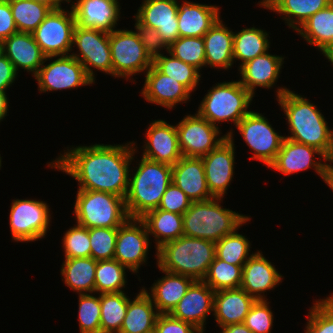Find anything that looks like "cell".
I'll return each instance as SVG.
<instances>
[{"label": "cell", "instance_id": "obj_16", "mask_svg": "<svg viewBox=\"0 0 333 333\" xmlns=\"http://www.w3.org/2000/svg\"><path fill=\"white\" fill-rule=\"evenodd\" d=\"M227 138L207 155L202 156L207 187L210 194L223 198L233 180L235 166V144L233 129L226 133Z\"/></svg>", "mask_w": 333, "mask_h": 333}, {"label": "cell", "instance_id": "obj_44", "mask_svg": "<svg viewBox=\"0 0 333 333\" xmlns=\"http://www.w3.org/2000/svg\"><path fill=\"white\" fill-rule=\"evenodd\" d=\"M305 333H333V293L310 307Z\"/></svg>", "mask_w": 333, "mask_h": 333}, {"label": "cell", "instance_id": "obj_34", "mask_svg": "<svg viewBox=\"0 0 333 333\" xmlns=\"http://www.w3.org/2000/svg\"><path fill=\"white\" fill-rule=\"evenodd\" d=\"M296 32L318 51H326L333 44V3L312 15Z\"/></svg>", "mask_w": 333, "mask_h": 333}, {"label": "cell", "instance_id": "obj_56", "mask_svg": "<svg viewBox=\"0 0 333 333\" xmlns=\"http://www.w3.org/2000/svg\"><path fill=\"white\" fill-rule=\"evenodd\" d=\"M333 161H330L326 167L325 175L323 181L330 187L333 191Z\"/></svg>", "mask_w": 333, "mask_h": 333}, {"label": "cell", "instance_id": "obj_51", "mask_svg": "<svg viewBox=\"0 0 333 333\" xmlns=\"http://www.w3.org/2000/svg\"><path fill=\"white\" fill-rule=\"evenodd\" d=\"M156 333H205L192 324L174 318L170 314H159L155 322Z\"/></svg>", "mask_w": 333, "mask_h": 333}, {"label": "cell", "instance_id": "obj_41", "mask_svg": "<svg viewBox=\"0 0 333 333\" xmlns=\"http://www.w3.org/2000/svg\"><path fill=\"white\" fill-rule=\"evenodd\" d=\"M239 229L215 243V256L227 263L244 266L254 253L250 254L251 243L245 235L238 233Z\"/></svg>", "mask_w": 333, "mask_h": 333}, {"label": "cell", "instance_id": "obj_52", "mask_svg": "<svg viewBox=\"0 0 333 333\" xmlns=\"http://www.w3.org/2000/svg\"><path fill=\"white\" fill-rule=\"evenodd\" d=\"M18 32L9 1H0V41Z\"/></svg>", "mask_w": 333, "mask_h": 333}, {"label": "cell", "instance_id": "obj_11", "mask_svg": "<svg viewBox=\"0 0 333 333\" xmlns=\"http://www.w3.org/2000/svg\"><path fill=\"white\" fill-rule=\"evenodd\" d=\"M51 10L32 33L35 42L46 56H67L73 50V31L76 20L72 8Z\"/></svg>", "mask_w": 333, "mask_h": 333}, {"label": "cell", "instance_id": "obj_37", "mask_svg": "<svg viewBox=\"0 0 333 333\" xmlns=\"http://www.w3.org/2000/svg\"><path fill=\"white\" fill-rule=\"evenodd\" d=\"M130 298L125 291L100 294L101 333H119Z\"/></svg>", "mask_w": 333, "mask_h": 333}, {"label": "cell", "instance_id": "obj_31", "mask_svg": "<svg viewBox=\"0 0 333 333\" xmlns=\"http://www.w3.org/2000/svg\"><path fill=\"white\" fill-rule=\"evenodd\" d=\"M129 300L127 312L119 333H150L154 331L159 313L151 297L143 289Z\"/></svg>", "mask_w": 333, "mask_h": 333}, {"label": "cell", "instance_id": "obj_15", "mask_svg": "<svg viewBox=\"0 0 333 333\" xmlns=\"http://www.w3.org/2000/svg\"><path fill=\"white\" fill-rule=\"evenodd\" d=\"M150 243L144 222L140 218H128L117 228L114 259L137 274L147 262Z\"/></svg>", "mask_w": 333, "mask_h": 333}, {"label": "cell", "instance_id": "obj_40", "mask_svg": "<svg viewBox=\"0 0 333 333\" xmlns=\"http://www.w3.org/2000/svg\"><path fill=\"white\" fill-rule=\"evenodd\" d=\"M9 4L18 32L33 33L52 10L33 0H9Z\"/></svg>", "mask_w": 333, "mask_h": 333}, {"label": "cell", "instance_id": "obj_23", "mask_svg": "<svg viewBox=\"0 0 333 333\" xmlns=\"http://www.w3.org/2000/svg\"><path fill=\"white\" fill-rule=\"evenodd\" d=\"M71 8L77 25L107 33L115 30L121 18L118 0H74Z\"/></svg>", "mask_w": 333, "mask_h": 333}, {"label": "cell", "instance_id": "obj_38", "mask_svg": "<svg viewBox=\"0 0 333 333\" xmlns=\"http://www.w3.org/2000/svg\"><path fill=\"white\" fill-rule=\"evenodd\" d=\"M169 56L164 53L156 56L153 59V65L164 75L183 84L191 93L196 91L201 80V71L171 54Z\"/></svg>", "mask_w": 333, "mask_h": 333}, {"label": "cell", "instance_id": "obj_50", "mask_svg": "<svg viewBox=\"0 0 333 333\" xmlns=\"http://www.w3.org/2000/svg\"><path fill=\"white\" fill-rule=\"evenodd\" d=\"M135 21V31L137 32L140 41L143 43L145 51L152 59L161 55L164 49H166L165 51L168 53V47L163 42L157 30L140 24L136 19Z\"/></svg>", "mask_w": 333, "mask_h": 333}, {"label": "cell", "instance_id": "obj_17", "mask_svg": "<svg viewBox=\"0 0 333 333\" xmlns=\"http://www.w3.org/2000/svg\"><path fill=\"white\" fill-rule=\"evenodd\" d=\"M315 155L322 160H318V158L315 160ZM329 162L327 157L317 148L284 138L275 160L268 168L286 176L288 175V177L297 172L313 168L320 178L324 179L325 170Z\"/></svg>", "mask_w": 333, "mask_h": 333}, {"label": "cell", "instance_id": "obj_7", "mask_svg": "<svg viewBox=\"0 0 333 333\" xmlns=\"http://www.w3.org/2000/svg\"><path fill=\"white\" fill-rule=\"evenodd\" d=\"M76 224L90 228H118L128 218L125 198L90 190H77L74 203Z\"/></svg>", "mask_w": 333, "mask_h": 333}, {"label": "cell", "instance_id": "obj_13", "mask_svg": "<svg viewBox=\"0 0 333 333\" xmlns=\"http://www.w3.org/2000/svg\"><path fill=\"white\" fill-rule=\"evenodd\" d=\"M236 128L254 151L249 159L258 160L268 167L275 160L285 137L276 132L262 113L255 111H250L242 118Z\"/></svg>", "mask_w": 333, "mask_h": 333}, {"label": "cell", "instance_id": "obj_2", "mask_svg": "<svg viewBox=\"0 0 333 333\" xmlns=\"http://www.w3.org/2000/svg\"><path fill=\"white\" fill-rule=\"evenodd\" d=\"M276 99L289 125L290 136L284 137L315 147L333 161V128L317 106L284 86L276 90Z\"/></svg>", "mask_w": 333, "mask_h": 333}, {"label": "cell", "instance_id": "obj_36", "mask_svg": "<svg viewBox=\"0 0 333 333\" xmlns=\"http://www.w3.org/2000/svg\"><path fill=\"white\" fill-rule=\"evenodd\" d=\"M331 3L333 0H277L269 10L280 14L286 25L297 31L312 15Z\"/></svg>", "mask_w": 333, "mask_h": 333}, {"label": "cell", "instance_id": "obj_35", "mask_svg": "<svg viewBox=\"0 0 333 333\" xmlns=\"http://www.w3.org/2000/svg\"><path fill=\"white\" fill-rule=\"evenodd\" d=\"M269 33L261 28H243L237 33L234 32L233 37V58L241 61L240 68L242 65L250 60H253L258 55L268 52L270 48V41L268 39Z\"/></svg>", "mask_w": 333, "mask_h": 333}, {"label": "cell", "instance_id": "obj_6", "mask_svg": "<svg viewBox=\"0 0 333 333\" xmlns=\"http://www.w3.org/2000/svg\"><path fill=\"white\" fill-rule=\"evenodd\" d=\"M253 97L239 80L218 82L208 90L196 112L216 127L230 121L236 126L251 111L248 109Z\"/></svg>", "mask_w": 333, "mask_h": 333}, {"label": "cell", "instance_id": "obj_29", "mask_svg": "<svg viewBox=\"0 0 333 333\" xmlns=\"http://www.w3.org/2000/svg\"><path fill=\"white\" fill-rule=\"evenodd\" d=\"M219 20L203 36L205 45V67L224 69L233 67L234 32Z\"/></svg>", "mask_w": 333, "mask_h": 333}, {"label": "cell", "instance_id": "obj_5", "mask_svg": "<svg viewBox=\"0 0 333 333\" xmlns=\"http://www.w3.org/2000/svg\"><path fill=\"white\" fill-rule=\"evenodd\" d=\"M155 256L161 270L203 281L215 257V243L182 235L157 249Z\"/></svg>", "mask_w": 333, "mask_h": 333}, {"label": "cell", "instance_id": "obj_24", "mask_svg": "<svg viewBox=\"0 0 333 333\" xmlns=\"http://www.w3.org/2000/svg\"><path fill=\"white\" fill-rule=\"evenodd\" d=\"M284 64V57L265 52L242 65L239 82L255 96L256 87L273 88Z\"/></svg>", "mask_w": 333, "mask_h": 333}, {"label": "cell", "instance_id": "obj_20", "mask_svg": "<svg viewBox=\"0 0 333 333\" xmlns=\"http://www.w3.org/2000/svg\"><path fill=\"white\" fill-rule=\"evenodd\" d=\"M141 96L148 103L173 109L179 103L190 101L191 92L180 82L161 73L154 65L145 73Z\"/></svg>", "mask_w": 333, "mask_h": 333}, {"label": "cell", "instance_id": "obj_58", "mask_svg": "<svg viewBox=\"0 0 333 333\" xmlns=\"http://www.w3.org/2000/svg\"><path fill=\"white\" fill-rule=\"evenodd\" d=\"M326 59L330 62V64L333 66V44L322 53Z\"/></svg>", "mask_w": 333, "mask_h": 333}, {"label": "cell", "instance_id": "obj_48", "mask_svg": "<svg viewBox=\"0 0 333 333\" xmlns=\"http://www.w3.org/2000/svg\"><path fill=\"white\" fill-rule=\"evenodd\" d=\"M267 300H256L246 315L244 324L253 333H271L273 312Z\"/></svg>", "mask_w": 333, "mask_h": 333}, {"label": "cell", "instance_id": "obj_22", "mask_svg": "<svg viewBox=\"0 0 333 333\" xmlns=\"http://www.w3.org/2000/svg\"><path fill=\"white\" fill-rule=\"evenodd\" d=\"M283 277L274 264L258 250L243 266L240 288L256 300H268L265 292L282 283Z\"/></svg>", "mask_w": 333, "mask_h": 333}, {"label": "cell", "instance_id": "obj_46", "mask_svg": "<svg viewBox=\"0 0 333 333\" xmlns=\"http://www.w3.org/2000/svg\"><path fill=\"white\" fill-rule=\"evenodd\" d=\"M63 236L64 258L91 257L88 228L75 223Z\"/></svg>", "mask_w": 333, "mask_h": 333}, {"label": "cell", "instance_id": "obj_9", "mask_svg": "<svg viewBox=\"0 0 333 333\" xmlns=\"http://www.w3.org/2000/svg\"><path fill=\"white\" fill-rule=\"evenodd\" d=\"M9 213L12 240L34 242L47 234L51 225L50 208L45 201L14 199Z\"/></svg>", "mask_w": 333, "mask_h": 333}, {"label": "cell", "instance_id": "obj_28", "mask_svg": "<svg viewBox=\"0 0 333 333\" xmlns=\"http://www.w3.org/2000/svg\"><path fill=\"white\" fill-rule=\"evenodd\" d=\"M256 299L242 288L216 291L214 294L213 316L217 326L243 323Z\"/></svg>", "mask_w": 333, "mask_h": 333}, {"label": "cell", "instance_id": "obj_8", "mask_svg": "<svg viewBox=\"0 0 333 333\" xmlns=\"http://www.w3.org/2000/svg\"><path fill=\"white\" fill-rule=\"evenodd\" d=\"M109 44L115 78L131 80L133 75L145 74L153 65L136 31L115 29L109 33Z\"/></svg>", "mask_w": 333, "mask_h": 333}, {"label": "cell", "instance_id": "obj_55", "mask_svg": "<svg viewBox=\"0 0 333 333\" xmlns=\"http://www.w3.org/2000/svg\"><path fill=\"white\" fill-rule=\"evenodd\" d=\"M7 91H1L0 90V122L5 119V116H7V113L9 111V104L10 102L8 97H7Z\"/></svg>", "mask_w": 333, "mask_h": 333}, {"label": "cell", "instance_id": "obj_30", "mask_svg": "<svg viewBox=\"0 0 333 333\" xmlns=\"http://www.w3.org/2000/svg\"><path fill=\"white\" fill-rule=\"evenodd\" d=\"M165 274L162 278H158L150 287L148 292L143 289L151 297L153 304L156 306L159 314H169L179 303L181 298L186 294L190 286L195 282L194 279L161 270Z\"/></svg>", "mask_w": 333, "mask_h": 333}, {"label": "cell", "instance_id": "obj_60", "mask_svg": "<svg viewBox=\"0 0 333 333\" xmlns=\"http://www.w3.org/2000/svg\"><path fill=\"white\" fill-rule=\"evenodd\" d=\"M5 56L3 41H0V59Z\"/></svg>", "mask_w": 333, "mask_h": 333}, {"label": "cell", "instance_id": "obj_43", "mask_svg": "<svg viewBox=\"0 0 333 333\" xmlns=\"http://www.w3.org/2000/svg\"><path fill=\"white\" fill-rule=\"evenodd\" d=\"M168 54L194 66L199 71L205 67L203 37H179L168 47Z\"/></svg>", "mask_w": 333, "mask_h": 333}, {"label": "cell", "instance_id": "obj_47", "mask_svg": "<svg viewBox=\"0 0 333 333\" xmlns=\"http://www.w3.org/2000/svg\"><path fill=\"white\" fill-rule=\"evenodd\" d=\"M89 238L91 257L94 260L98 261L114 258L117 228H90Z\"/></svg>", "mask_w": 333, "mask_h": 333}, {"label": "cell", "instance_id": "obj_4", "mask_svg": "<svg viewBox=\"0 0 333 333\" xmlns=\"http://www.w3.org/2000/svg\"><path fill=\"white\" fill-rule=\"evenodd\" d=\"M223 198L192 201L183 214V235L217 243L251 220L249 216L221 206Z\"/></svg>", "mask_w": 333, "mask_h": 333}, {"label": "cell", "instance_id": "obj_10", "mask_svg": "<svg viewBox=\"0 0 333 333\" xmlns=\"http://www.w3.org/2000/svg\"><path fill=\"white\" fill-rule=\"evenodd\" d=\"M72 46L77 47L80 53L76 51L70 55L83 65L88 77L94 83L95 69L113 76L109 33L93 28H83L76 24Z\"/></svg>", "mask_w": 333, "mask_h": 333}, {"label": "cell", "instance_id": "obj_49", "mask_svg": "<svg viewBox=\"0 0 333 333\" xmlns=\"http://www.w3.org/2000/svg\"><path fill=\"white\" fill-rule=\"evenodd\" d=\"M191 203L192 200L172 182L163 194L158 209L183 215Z\"/></svg>", "mask_w": 333, "mask_h": 333}, {"label": "cell", "instance_id": "obj_62", "mask_svg": "<svg viewBox=\"0 0 333 333\" xmlns=\"http://www.w3.org/2000/svg\"><path fill=\"white\" fill-rule=\"evenodd\" d=\"M1 166H2V158H1V155H0V170H1Z\"/></svg>", "mask_w": 333, "mask_h": 333}, {"label": "cell", "instance_id": "obj_14", "mask_svg": "<svg viewBox=\"0 0 333 333\" xmlns=\"http://www.w3.org/2000/svg\"><path fill=\"white\" fill-rule=\"evenodd\" d=\"M176 130L179 149L186 157L205 156L227 138L226 134L220 135V127L212 125L198 113L185 115L176 124Z\"/></svg>", "mask_w": 333, "mask_h": 333}, {"label": "cell", "instance_id": "obj_61", "mask_svg": "<svg viewBox=\"0 0 333 333\" xmlns=\"http://www.w3.org/2000/svg\"><path fill=\"white\" fill-rule=\"evenodd\" d=\"M64 3L67 2V3H70L72 2V0H62Z\"/></svg>", "mask_w": 333, "mask_h": 333}, {"label": "cell", "instance_id": "obj_39", "mask_svg": "<svg viewBox=\"0 0 333 333\" xmlns=\"http://www.w3.org/2000/svg\"><path fill=\"white\" fill-rule=\"evenodd\" d=\"M127 268L117 260H98L95 271V294L122 292L127 285Z\"/></svg>", "mask_w": 333, "mask_h": 333}, {"label": "cell", "instance_id": "obj_59", "mask_svg": "<svg viewBox=\"0 0 333 333\" xmlns=\"http://www.w3.org/2000/svg\"><path fill=\"white\" fill-rule=\"evenodd\" d=\"M276 1L277 0H260L259 1L260 3L258 2V4H259V6L263 7L264 9L266 8L269 10Z\"/></svg>", "mask_w": 333, "mask_h": 333}, {"label": "cell", "instance_id": "obj_18", "mask_svg": "<svg viewBox=\"0 0 333 333\" xmlns=\"http://www.w3.org/2000/svg\"><path fill=\"white\" fill-rule=\"evenodd\" d=\"M178 7V0H143L134 14V19L146 27L157 30L169 47L179 38Z\"/></svg>", "mask_w": 333, "mask_h": 333}, {"label": "cell", "instance_id": "obj_25", "mask_svg": "<svg viewBox=\"0 0 333 333\" xmlns=\"http://www.w3.org/2000/svg\"><path fill=\"white\" fill-rule=\"evenodd\" d=\"M172 182L192 201H205L213 198L207 187L201 157L182 156L172 165Z\"/></svg>", "mask_w": 333, "mask_h": 333}, {"label": "cell", "instance_id": "obj_19", "mask_svg": "<svg viewBox=\"0 0 333 333\" xmlns=\"http://www.w3.org/2000/svg\"><path fill=\"white\" fill-rule=\"evenodd\" d=\"M145 137L142 157L171 166L182 157L176 125L163 119L154 120L150 122Z\"/></svg>", "mask_w": 333, "mask_h": 333}, {"label": "cell", "instance_id": "obj_45", "mask_svg": "<svg viewBox=\"0 0 333 333\" xmlns=\"http://www.w3.org/2000/svg\"><path fill=\"white\" fill-rule=\"evenodd\" d=\"M79 294L78 320L80 333H101L100 294Z\"/></svg>", "mask_w": 333, "mask_h": 333}, {"label": "cell", "instance_id": "obj_26", "mask_svg": "<svg viewBox=\"0 0 333 333\" xmlns=\"http://www.w3.org/2000/svg\"><path fill=\"white\" fill-rule=\"evenodd\" d=\"M5 56L13 64L17 73L19 69L32 72L34 77L43 65L46 55L35 42L32 33L16 32L3 41Z\"/></svg>", "mask_w": 333, "mask_h": 333}, {"label": "cell", "instance_id": "obj_33", "mask_svg": "<svg viewBox=\"0 0 333 333\" xmlns=\"http://www.w3.org/2000/svg\"><path fill=\"white\" fill-rule=\"evenodd\" d=\"M97 260L92 257L65 258L60 269L62 281L79 294L94 293Z\"/></svg>", "mask_w": 333, "mask_h": 333}, {"label": "cell", "instance_id": "obj_21", "mask_svg": "<svg viewBox=\"0 0 333 333\" xmlns=\"http://www.w3.org/2000/svg\"><path fill=\"white\" fill-rule=\"evenodd\" d=\"M214 294L204 281H195L169 314L205 331L206 319L213 312Z\"/></svg>", "mask_w": 333, "mask_h": 333}, {"label": "cell", "instance_id": "obj_53", "mask_svg": "<svg viewBox=\"0 0 333 333\" xmlns=\"http://www.w3.org/2000/svg\"><path fill=\"white\" fill-rule=\"evenodd\" d=\"M18 73L9 59L4 56L0 59V90L7 91L15 83Z\"/></svg>", "mask_w": 333, "mask_h": 333}, {"label": "cell", "instance_id": "obj_54", "mask_svg": "<svg viewBox=\"0 0 333 333\" xmlns=\"http://www.w3.org/2000/svg\"><path fill=\"white\" fill-rule=\"evenodd\" d=\"M220 328V333H253L245 326L244 323L230 324Z\"/></svg>", "mask_w": 333, "mask_h": 333}, {"label": "cell", "instance_id": "obj_42", "mask_svg": "<svg viewBox=\"0 0 333 333\" xmlns=\"http://www.w3.org/2000/svg\"><path fill=\"white\" fill-rule=\"evenodd\" d=\"M243 266L233 265L214 257L204 282L213 290L240 288Z\"/></svg>", "mask_w": 333, "mask_h": 333}, {"label": "cell", "instance_id": "obj_57", "mask_svg": "<svg viewBox=\"0 0 333 333\" xmlns=\"http://www.w3.org/2000/svg\"><path fill=\"white\" fill-rule=\"evenodd\" d=\"M38 3H42L50 7L52 10H57L62 8V3H64L62 0H33Z\"/></svg>", "mask_w": 333, "mask_h": 333}, {"label": "cell", "instance_id": "obj_12", "mask_svg": "<svg viewBox=\"0 0 333 333\" xmlns=\"http://www.w3.org/2000/svg\"><path fill=\"white\" fill-rule=\"evenodd\" d=\"M52 59L54 60L52 61ZM46 61L50 63L45 64ZM34 79L38 83L40 93L78 89L80 86L94 84L83 65L71 55L46 56Z\"/></svg>", "mask_w": 333, "mask_h": 333}, {"label": "cell", "instance_id": "obj_27", "mask_svg": "<svg viewBox=\"0 0 333 333\" xmlns=\"http://www.w3.org/2000/svg\"><path fill=\"white\" fill-rule=\"evenodd\" d=\"M220 8L216 5L183 1L178 7L179 37H203L219 20Z\"/></svg>", "mask_w": 333, "mask_h": 333}, {"label": "cell", "instance_id": "obj_1", "mask_svg": "<svg viewBox=\"0 0 333 333\" xmlns=\"http://www.w3.org/2000/svg\"><path fill=\"white\" fill-rule=\"evenodd\" d=\"M136 142L67 147L47 164L78 182V190L108 192L125 198ZM70 148V149H68ZM66 151V152H65Z\"/></svg>", "mask_w": 333, "mask_h": 333}, {"label": "cell", "instance_id": "obj_3", "mask_svg": "<svg viewBox=\"0 0 333 333\" xmlns=\"http://www.w3.org/2000/svg\"><path fill=\"white\" fill-rule=\"evenodd\" d=\"M130 170L125 207L129 218H141L156 209L168 186L172 183V166L144 157ZM132 173V174H131Z\"/></svg>", "mask_w": 333, "mask_h": 333}, {"label": "cell", "instance_id": "obj_32", "mask_svg": "<svg viewBox=\"0 0 333 333\" xmlns=\"http://www.w3.org/2000/svg\"><path fill=\"white\" fill-rule=\"evenodd\" d=\"M148 231L155 239V249H159L167 242L174 241L183 235V215L153 209L140 218Z\"/></svg>", "mask_w": 333, "mask_h": 333}]
</instances>
